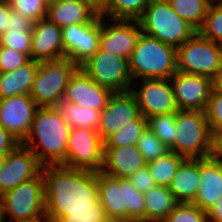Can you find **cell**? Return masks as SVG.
Here are the masks:
<instances>
[{
	"mask_svg": "<svg viewBox=\"0 0 222 222\" xmlns=\"http://www.w3.org/2000/svg\"><path fill=\"white\" fill-rule=\"evenodd\" d=\"M51 2H66V1H73V0H48Z\"/></svg>",
	"mask_w": 222,
	"mask_h": 222,
	"instance_id": "cell-51",
	"label": "cell"
},
{
	"mask_svg": "<svg viewBox=\"0 0 222 222\" xmlns=\"http://www.w3.org/2000/svg\"><path fill=\"white\" fill-rule=\"evenodd\" d=\"M79 67L68 58L40 62L30 96L38 107H57L70 77Z\"/></svg>",
	"mask_w": 222,
	"mask_h": 222,
	"instance_id": "cell-8",
	"label": "cell"
},
{
	"mask_svg": "<svg viewBox=\"0 0 222 222\" xmlns=\"http://www.w3.org/2000/svg\"><path fill=\"white\" fill-rule=\"evenodd\" d=\"M202 37L222 44V4H211L204 22L197 31Z\"/></svg>",
	"mask_w": 222,
	"mask_h": 222,
	"instance_id": "cell-33",
	"label": "cell"
},
{
	"mask_svg": "<svg viewBox=\"0 0 222 222\" xmlns=\"http://www.w3.org/2000/svg\"><path fill=\"white\" fill-rule=\"evenodd\" d=\"M200 159L186 158L169 186L178 203H193L199 189Z\"/></svg>",
	"mask_w": 222,
	"mask_h": 222,
	"instance_id": "cell-24",
	"label": "cell"
},
{
	"mask_svg": "<svg viewBox=\"0 0 222 222\" xmlns=\"http://www.w3.org/2000/svg\"><path fill=\"white\" fill-rule=\"evenodd\" d=\"M138 21L143 33L176 48L197 32L167 0H152Z\"/></svg>",
	"mask_w": 222,
	"mask_h": 222,
	"instance_id": "cell-5",
	"label": "cell"
},
{
	"mask_svg": "<svg viewBox=\"0 0 222 222\" xmlns=\"http://www.w3.org/2000/svg\"><path fill=\"white\" fill-rule=\"evenodd\" d=\"M8 154L0 152V170L4 167Z\"/></svg>",
	"mask_w": 222,
	"mask_h": 222,
	"instance_id": "cell-49",
	"label": "cell"
},
{
	"mask_svg": "<svg viewBox=\"0 0 222 222\" xmlns=\"http://www.w3.org/2000/svg\"><path fill=\"white\" fill-rule=\"evenodd\" d=\"M68 168L102 171L104 142L97 130L71 128L67 140L66 164Z\"/></svg>",
	"mask_w": 222,
	"mask_h": 222,
	"instance_id": "cell-11",
	"label": "cell"
},
{
	"mask_svg": "<svg viewBox=\"0 0 222 222\" xmlns=\"http://www.w3.org/2000/svg\"><path fill=\"white\" fill-rule=\"evenodd\" d=\"M57 222H110L100 202L94 210H69Z\"/></svg>",
	"mask_w": 222,
	"mask_h": 222,
	"instance_id": "cell-39",
	"label": "cell"
},
{
	"mask_svg": "<svg viewBox=\"0 0 222 222\" xmlns=\"http://www.w3.org/2000/svg\"><path fill=\"white\" fill-rule=\"evenodd\" d=\"M65 58L62 28L47 17L34 22L32 29L31 60L53 61Z\"/></svg>",
	"mask_w": 222,
	"mask_h": 222,
	"instance_id": "cell-20",
	"label": "cell"
},
{
	"mask_svg": "<svg viewBox=\"0 0 222 222\" xmlns=\"http://www.w3.org/2000/svg\"><path fill=\"white\" fill-rule=\"evenodd\" d=\"M175 125V143L169 148L170 151L190 159L210 157L212 133L205 111L178 110Z\"/></svg>",
	"mask_w": 222,
	"mask_h": 222,
	"instance_id": "cell-6",
	"label": "cell"
},
{
	"mask_svg": "<svg viewBox=\"0 0 222 222\" xmlns=\"http://www.w3.org/2000/svg\"><path fill=\"white\" fill-rule=\"evenodd\" d=\"M39 107L27 94L0 99V125L21 143L30 133Z\"/></svg>",
	"mask_w": 222,
	"mask_h": 222,
	"instance_id": "cell-15",
	"label": "cell"
},
{
	"mask_svg": "<svg viewBox=\"0 0 222 222\" xmlns=\"http://www.w3.org/2000/svg\"><path fill=\"white\" fill-rule=\"evenodd\" d=\"M21 142L15 138L11 133L4 129L0 125V152L1 153H10L14 151Z\"/></svg>",
	"mask_w": 222,
	"mask_h": 222,
	"instance_id": "cell-43",
	"label": "cell"
},
{
	"mask_svg": "<svg viewBox=\"0 0 222 222\" xmlns=\"http://www.w3.org/2000/svg\"><path fill=\"white\" fill-rule=\"evenodd\" d=\"M141 115L137 100L132 91L113 92L106 107L101 111L97 131L105 142L119 129L127 126Z\"/></svg>",
	"mask_w": 222,
	"mask_h": 222,
	"instance_id": "cell-14",
	"label": "cell"
},
{
	"mask_svg": "<svg viewBox=\"0 0 222 222\" xmlns=\"http://www.w3.org/2000/svg\"><path fill=\"white\" fill-rule=\"evenodd\" d=\"M152 0H109L101 16H110L113 20H138Z\"/></svg>",
	"mask_w": 222,
	"mask_h": 222,
	"instance_id": "cell-30",
	"label": "cell"
},
{
	"mask_svg": "<svg viewBox=\"0 0 222 222\" xmlns=\"http://www.w3.org/2000/svg\"><path fill=\"white\" fill-rule=\"evenodd\" d=\"M112 94L110 89L97 84L79 67L69 79L63 101L101 112Z\"/></svg>",
	"mask_w": 222,
	"mask_h": 222,
	"instance_id": "cell-19",
	"label": "cell"
},
{
	"mask_svg": "<svg viewBox=\"0 0 222 222\" xmlns=\"http://www.w3.org/2000/svg\"><path fill=\"white\" fill-rule=\"evenodd\" d=\"M147 127V118L142 114L127 126L123 127L111 135L105 142L104 147H120L136 145L142 132Z\"/></svg>",
	"mask_w": 222,
	"mask_h": 222,
	"instance_id": "cell-31",
	"label": "cell"
},
{
	"mask_svg": "<svg viewBox=\"0 0 222 222\" xmlns=\"http://www.w3.org/2000/svg\"><path fill=\"white\" fill-rule=\"evenodd\" d=\"M70 129L63 121L58 107H39L30 133L22 144L36 155L43 166H64ZM36 138L39 141L38 145L35 144ZM39 146L43 149L40 152Z\"/></svg>",
	"mask_w": 222,
	"mask_h": 222,
	"instance_id": "cell-2",
	"label": "cell"
},
{
	"mask_svg": "<svg viewBox=\"0 0 222 222\" xmlns=\"http://www.w3.org/2000/svg\"><path fill=\"white\" fill-rule=\"evenodd\" d=\"M181 155L168 151L155 161L147 163L151 176L156 185L169 187L173 177L177 173L179 165L185 160Z\"/></svg>",
	"mask_w": 222,
	"mask_h": 222,
	"instance_id": "cell-28",
	"label": "cell"
},
{
	"mask_svg": "<svg viewBox=\"0 0 222 222\" xmlns=\"http://www.w3.org/2000/svg\"><path fill=\"white\" fill-rule=\"evenodd\" d=\"M167 2L196 31L202 26L211 5L209 0H167Z\"/></svg>",
	"mask_w": 222,
	"mask_h": 222,
	"instance_id": "cell-29",
	"label": "cell"
},
{
	"mask_svg": "<svg viewBox=\"0 0 222 222\" xmlns=\"http://www.w3.org/2000/svg\"><path fill=\"white\" fill-rule=\"evenodd\" d=\"M210 157L222 164V131L212 134V151Z\"/></svg>",
	"mask_w": 222,
	"mask_h": 222,
	"instance_id": "cell-44",
	"label": "cell"
},
{
	"mask_svg": "<svg viewBox=\"0 0 222 222\" xmlns=\"http://www.w3.org/2000/svg\"><path fill=\"white\" fill-rule=\"evenodd\" d=\"M49 222L46 218H43V219H38V220H35V221H28V222Z\"/></svg>",
	"mask_w": 222,
	"mask_h": 222,
	"instance_id": "cell-50",
	"label": "cell"
},
{
	"mask_svg": "<svg viewBox=\"0 0 222 222\" xmlns=\"http://www.w3.org/2000/svg\"><path fill=\"white\" fill-rule=\"evenodd\" d=\"M138 150L143 155L145 162L149 163L163 156L170 151L166 146L147 126L142 132L141 137L136 144Z\"/></svg>",
	"mask_w": 222,
	"mask_h": 222,
	"instance_id": "cell-34",
	"label": "cell"
},
{
	"mask_svg": "<svg viewBox=\"0 0 222 222\" xmlns=\"http://www.w3.org/2000/svg\"><path fill=\"white\" fill-rule=\"evenodd\" d=\"M38 66L39 62L31 60L13 71L0 73V99L21 94L30 95Z\"/></svg>",
	"mask_w": 222,
	"mask_h": 222,
	"instance_id": "cell-25",
	"label": "cell"
},
{
	"mask_svg": "<svg viewBox=\"0 0 222 222\" xmlns=\"http://www.w3.org/2000/svg\"><path fill=\"white\" fill-rule=\"evenodd\" d=\"M0 222H2V220H1V205H0Z\"/></svg>",
	"mask_w": 222,
	"mask_h": 222,
	"instance_id": "cell-53",
	"label": "cell"
},
{
	"mask_svg": "<svg viewBox=\"0 0 222 222\" xmlns=\"http://www.w3.org/2000/svg\"><path fill=\"white\" fill-rule=\"evenodd\" d=\"M222 197V164L211 157L200 159L199 189L193 204L208 211Z\"/></svg>",
	"mask_w": 222,
	"mask_h": 222,
	"instance_id": "cell-22",
	"label": "cell"
},
{
	"mask_svg": "<svg viewBox=\"0 0 222 222\" xmlns=\"http://www.w3.org/2000/svg\"><path fill=\"white\" fill-rule=\"evenodd\" d=\"M101 37V15L91 22L62 28L65 57L80 67L98 50Z\"/></svg>",
	"mask_w": 222,
	"mask_h": 222,
	"instance_id": "cell-12",
	"label": "cell"
},
{
	"mask_svg": "<svg viewBox=\"0 0 222 222\" xmlns=\"http://www.w3.org/2000/svg\"><path fill=\"white\" fill-rule=\"evenodd\" d=\"M177 71L213 78L222 64V44L196 32L176 48Z\"/></svg>",
	"mask_w": 222,
	"mask_h": 222,
	"instance_id": "cell-9",
	"label": "cell"
},
{
	"mask_svg": "<svg viewBox=\"0 0 222 222\" xmlns=\"http://www.w3.org/2000/svg\"><path fill=\"white\" fill-rule=\"evenodd\" d=\"M144 197L145 222L163 221L178 204L169 187L156 185Z\"/></svg>",
	"mask_w": 222,
	"mask_h": 222,
	"instance_id": "cell-26",
	"label": "cell"
},
{
	"mask_svg": "<svg viewBox=\"0 0 222 222\" xmlns=\"http://www.w3.org/2000/svg\"><path fill=\"white\" fill-rule=\"evenodd\" d=\"M216 2V4H222V0H219V2H218V0H213V4Z\"/></svg>",
	"mask_w": 222,
	"mask_h": 222,
	"instance_id": "cell-52",
	"label": "cell"
},
{
	"mask_svg": "<svg viewBox=\"0 0 222 222\" xmlns=\"http://www.w3.org/2000/svg\"><path fill=\"white\" fill-rule=\"evenodd\" d=\"M30 61L31 57L29 55L0 44V73L13 71L18 67L26 65Z\"/></svg>",
	"mask_w": 222,
	"mask_h": 222,
	"instance_id": "cell-40",
	"label": "cell"
},
{
	"mask_svg": "<svg viewBox=\"0 0 222 222\" xmlns=\"http://www.w3.org/2000/svg\"><path fill=\"white\" fill-rule=\"evenodd\" d=\"M147 126L168 148L175 143L177 132L175 113L149 117L147 118Z\"/></svg>",
	"mask_w": 222,
	"mask_h": 222,
	"instance_id": "cell-32",
	"label": "cell"
},
{
	"mask_svg": "<svg viewBox=\"0 0 222 222\" xmlns=\"http://www.w3.org/2000/svg\"><path fill=\"white\" fill-rule=\"evenodd\" d=\"M147 163L136 145L104 147L102 172L114 178H129Z\"/></svg>",
	"mask_w": 222,
	"mask_h": 222,
	"instance_id": "cell-21",
	"label": "cell"
},
{
	"mask_svg": "<svg viewBox=\"0 0 222 222\" xmlns=\"http://www.w3.org/2000/svg\"><path fill=\"white\" fill-rule=\"evenodd\" d=\"M80 68L97 84L112 92L130 91L133 81L129 60L112 52L98 50Z\"/></svg>",
	"mask_w": 222,
	"mask_h": 222,
	"instance_id": "cell-10",
	"label": "cell"
},
{
	"mask_svg": "<svg viewBox=\"0 0 222 222\" xmlns=\"http://www.w3.org/2000/svg\"><path fill=\"white\" fill-rule=\"evenodd\" d=\"M102 20L103 16H101L99 50L112 52L115 55L129 59L133 53L137 39L142 33L139 21L116 19V22L107 27Z\"/></svg>",
	"mask_w": 222,
	"mask_h": 222,
	"instance_id": "cell-18",
	"label": "cell"
},
{
	"mask_svg": "<svg viewBox=\"0 0 222 222\" xmlns=\"http://www.w3.org/2000/svg\"><path fill=\"white\" fill-rule=\"evenodd\" d=\"M10 16L8 0H0V36L6 31Z\"/></svg>",
	"mask_w": 222,
	"mask_h": 222,
	"instance_id": "cell-45",
	"label": "cell"
},
{
	"mask_svg": "<svg viewBox=\"0 0 222 222\" xmlns=\"http://www.w3.org/2000/svg\"><path fill=\"white\" fill-rule=\"evenodd\" d=\"M178 110L205 111L212 91V79L177 71L171 78Z\"/></svg>",
	"mask_w": 222,
	"mask_h": 222,
	"instance_id": "cell-13",
	"label": "cell"
},
{
	"mask_svg": "<svg viewBox=\"0 0 222 222\" xmlns=\"http://www.w3.org/2000/svg\"><path fill=\"white\" fill-rule=\"evenodd\" d=\"M34 22L14 11L10 7L9 22L7 24L6 30L13 31H32Z\"/></svg>",
	"mask_w": 222,
	"mask_h": 222,
	"instance_id": "cell-42",
	"label": "cell"
},
{
	"mask_svg": "<svg viewBox=\"0 0 222 222\" xmlns=\"http://www.w3.org/2000/svg\"><path fill=\"white\" fill-rule=\"evenodd\" d=\"M130 181L141 193L147 192L156 186L154 178L151 176L148 166H144L136 170L130 177Z\"/></svg>",
	"mask_w": 222,
	"mask_h": 222,
	"instance_id": "cell-41",
	"label": "cell"
},
{
	"mask_svg": "<svg viewBox=\"0 0 222 222\" xmlns=\"http://www.w3.org/2000/svg\"><path fill=\"white\" fill-rule=\"evenodd\" d=\"M205 114L211 133L222 131V92L212 89Z\"/></svg>",
	"mask_w": 222,
	"mask_h": 222,
	"instance_id": "cell-38",
	"label": "cell"
},
{
	"mask_svg": "<svg viewBox=\"0 0 222 222\" xmlns=\"http://www.w3.org/2000/svg\"><path fill=\"white\" fill-rule=\"evenodd\" d=\"M143 86L137 92L131 89L134 94L141 114L145 118L155 115L176 113L175 97L170 79H142Z\"/></svg>",
	"mask_w": 222,
	"mask_h": 222,
	"instance_id": "cell-17",
	"label": "cell"
},
{
	"mask_svg": "<svg viewBox=\"0 0 222 222\" xmlns=\"http://www.w3.org/2000/svg\"><path fill=\"white\" fill-rule=\"evenodd\" d=\"M208 222H222V197L207 211Z\"/></svg>",
	"mask_w": 222,
	"mask_h": 222,
	"instance_id": "cell-46",
	"label": "cell"
},
{
	"mask_svg": "<svg viewBox=\"0 0 222 222\" xmlns=\"http://www.w3.org/2000/svg\"><path fill=\"white\" fill-rule=\"evenodd\" d=\"M163 222H208V217L193 203H178Z\"/></svg>",
	"mask_w": 222,
	"mask_h": 222,
	"instance_id": "cell-36",
	"label": "cell"
},
{
	"mask_svg": "<svg viewBox=\"0 0 222 222\" xmlns=\"http://www.w3.org/2000/svg\"><path fill=\"white\" fill-rule=\"evenodd\" d=\"M99 14L107 7L109 0H84Z\"/></svg>",
	"mask_w": 222,
	"mask_h": 222,
	"instance_id": "cell-47",
	"label": "cell"
},
{
	"mask_svg": "<svg viewBox=\"0 0 222 222\" xmlns=\"http://www.w3.org/2000/svg\"><path fill=\"white\" fill-rule=\"evenodd\" d=\"M99 13L84 0L48 2L47 18L60 28L91 22Z\"/></svg>",
	"mask_w": 222,
	"mask_h": 222,
	"instance_id": "cell-23",
	"label": "cell"
},
{
	"mask_svg": "<svg viewBox=\"0 0 222 222\" xmlns=\"http://www.w3.org/2000/svg\"><path fill=\"white\" fill-rule=\"evenodd\" d=\"M99 202L110 222H145V197L129 178L97 172Z\"/></svg>",
	"mask_w": 222,
	"mask_h": 222,
	"instance_id": "cell-3",
	"label": "cell"
},
{
	"mask_svg": "<svg viewBox=\"0 0 222 222\" xmlns=\"http://www.w3.org/2000/svg\"><path fill=\"white\" fill-rule=\"evenodd\" d=\"M43 165L36 155L22 143L8 153L4 167L0 170V196L19 184L37 177Z\"/></svg>",
	"mask_w": 222,
	"mask_h": 222,
	"instance_id": "cell-16",
	"label": "cell"
},
{
	"mask_svg": "<svg viewBox=\"0 0 222 222\" xmlns=\"http://www.w3.org/2000/svg\"><path fill=\"white\" fill-rule=\"evenodd\" d=\"M1 220L9 214L10 222H28L45 217L44 179L42 172L0 196Z\"/></svg>",
	"mask_w": 222,
	"mask_h": 222,
	"instance_id": "cell-7",
	"label": "cell"
},
{
	"mask_svg": "<svg viewBox=\"0 0 222 222\" xmlns=\"http://www.w3.org/2000/svg\"><path fill=\"white\" fill-rule=\"evenodd\" d=\"M128 60L135 79H170L177 72L176 47L143 32Z\"/></svg>",
	"mask_w": 222,
	"mask_h": 222,
	"instance_id": "cell-4",
	"label": "cell"
},
{
	"mask_svg": "<svg viewBox=\"0 0 222 222\" xmlns=\"http://www.w3.org/2000/svg\"><path fill=\"white\" fill-rule=\"evenodd\" d=\"M32 31L6 30L0 36V44L31 57Z\"/></svg>",
	"mask_w": 222,
	"mask_h": 222,
	"instance_id": "cell-37",
	"label": "cell"
},
{
	"mask_svg": "<svg viewBox=\"0 0 222 222\" xmlns=\"http://www.w3.org/2000/svg\"><path fill=\"white\" fill-rule=\"evenodd\" d=\"M212 89L215 91L222 92V64L218 69L217 73L212 78Z\"/></svg>",
	"mask_w": 222,
	"mask_h": 222,
	"instance_id": "cell-48",
	"label": "cell"
},
{
	"mask_svg": "<svg viewBox=\"0 0 222 222\" xmlns=\"http://www.w3.org/2000/svg\"><path fill=\"white\" fill-rule=\"evenodd\" d=\"M12 10L37 22L47 17L48 0H8Z\"/></svg>",
	"mask_w": 222,
	"mask_h": 222,
	"instance_id": "cell-35",
	"label": "cell"
},
{
	"mask_svg": "<svg viewBox=\"0 0 222 222\" xmlns=\"http://www.w3.org/2000/svg\"><path fill=\"white\" fill-rule=\"evenodd\" d=\"M63 121L70 128H84L97 130L101 112L76 103L61 101L57 106Z\"/></svg>",
	"mask_w": 222,
	"mask_h": 222,
	"instance_id": "cell-27",
	"label": "cell"
},
{
	"mask_svg": "<svg viewBox=\"0 0 222 222\" xmlns=\"http://www.w3.org/2000/svg\"><path fill=\"white\" fill-rule=\"evenodd\" d=\"M42 174L49 222H57L69 210H94L99 203L96 171L45 165Z\"/></svg>",
	"mask_w": 222,
	"mask_h": 222,
	"instance_id": "cell-1",
	"label": "cell"
}]
</instances>
